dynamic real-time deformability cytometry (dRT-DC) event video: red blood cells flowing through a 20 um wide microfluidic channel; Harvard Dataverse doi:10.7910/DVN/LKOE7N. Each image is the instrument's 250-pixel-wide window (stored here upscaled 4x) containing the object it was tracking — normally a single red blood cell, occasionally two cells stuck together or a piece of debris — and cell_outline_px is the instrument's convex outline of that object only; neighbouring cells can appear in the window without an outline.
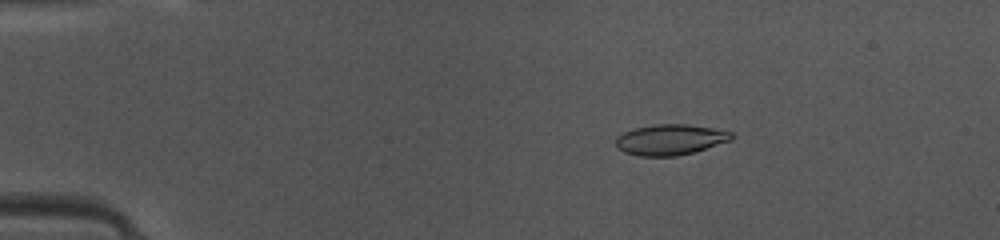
{"species": "common noctule bat (a hibernating species)", "species_latin": "Nyctalus noctula", "temperature_condition": "warm", "stored_images_in_passage": 48, "camera_frame_rate_fps": 3000, "um_per_image_px": 0.085, "animal": {"sex": "female", "body_mass_g": 10.0, "forearm_length_mm": 53.1}, "frame": {"image": 1, "passage_image": 9, "time_ms": 2.667, "image_size_px": [1000, 240], "cell_outline_px": [[736, 136], [732, 140], [692, 152], [676, 156], [640, 156], [624, 152], [616, 148], [616, 136], [624, 132], [636, 128], [656, 124], [688, 124], [712, 128], [732, 132]], "centroid_in_image_um": [56.97, 11.87], "position_along_channel_um": 28.0, "area_um2": 20.63}}
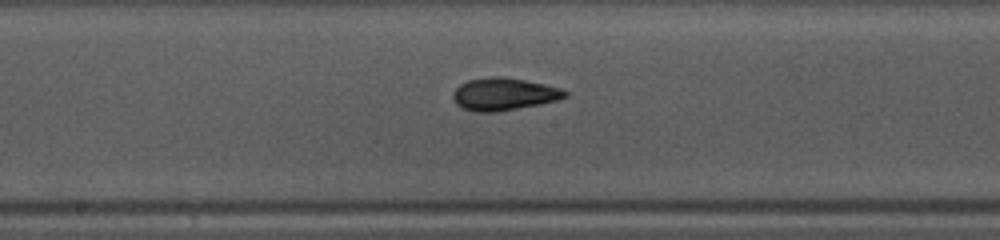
{"frame": {"image": 2, "passage_image": 26, "time_ms": 8.333, "image_size_px": [1000, 240], "cell_outline_px": [[568, 96], [556, 100], [540, 104], [496, 112], [476, 112], [464, 108], [456, 104], [452, 96], [452, 92], [460, 84], [468, 80], [492, 76], [500, 76], [524, 80], [544, 84], [560, 88], [568, 92]], "centroid_in_image_um": [42.81, 8.0], "position_along_channel_um": 205.4, "area_um2": 21.1}}
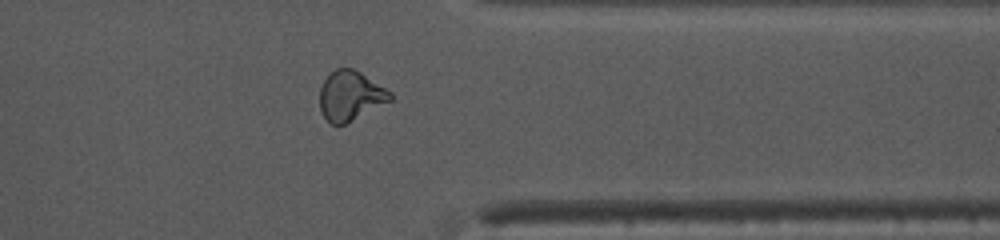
{"frame": {"image": 3, "passage_image": 39, "time_ms": 12.667, "image_size_px": [1000, 240], "cell_outline_px": [[392, 100], [344, 124], [332, 124], [324, 116], [320, 108], [320, 88], [324, 80], [336, 68], [352, 68], [360, 72], [392, 92]], "centroid_in_image_um": [29.79, 8.13], "position_along_channel_um": 381.6, "area_um2": 20.06}, "authors_computed_cell_mechanics": {"area_um2": 20.1433, "velocity_mm_per_s": 4.1771, "shape_relaxation_time_tau1_ms": 4.5247, "shape_relaxation_time_tau2_ms": 3.4166, "deformation_change_tau1": 0.1367, "deformation_change_tau2": 0.0548}}